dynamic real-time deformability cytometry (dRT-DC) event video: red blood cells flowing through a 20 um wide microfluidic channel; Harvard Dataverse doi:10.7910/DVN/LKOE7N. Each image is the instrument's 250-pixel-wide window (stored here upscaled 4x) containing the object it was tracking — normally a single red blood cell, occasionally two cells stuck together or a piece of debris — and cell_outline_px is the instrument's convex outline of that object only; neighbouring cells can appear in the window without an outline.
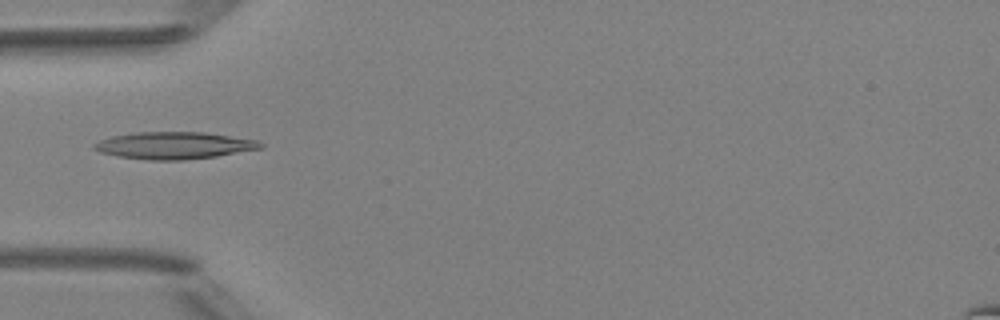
{"species": "Egyptian fruit bat (a non-hibernating species)", "species_latin": "Rousettus aegyptiacus", "temperature_condition": "room temperature", "stored_images_in_passage": 2, "camera_frame_rate_fps": 3000, "um_per_image_px": 0.085, "animal": {"sex": "female"}, "frame": {"image": 1, "passage_image": 2, "time_ms": 1.0, "image_size_px": [1000, 320], "cell_outline_px": [[264, 148], [216, 156], [180, 160], [148, 160], [120, 156], [100, 152], [92, 148], [92, 144], [100, 140], [112, 136], [136, 132], [204, 132], [256, 140], [264, 144]], "centroid_in_image_um": [14.8, 12.36], "position_along_channel_um": 70.2, "area_um2": 26.13}}